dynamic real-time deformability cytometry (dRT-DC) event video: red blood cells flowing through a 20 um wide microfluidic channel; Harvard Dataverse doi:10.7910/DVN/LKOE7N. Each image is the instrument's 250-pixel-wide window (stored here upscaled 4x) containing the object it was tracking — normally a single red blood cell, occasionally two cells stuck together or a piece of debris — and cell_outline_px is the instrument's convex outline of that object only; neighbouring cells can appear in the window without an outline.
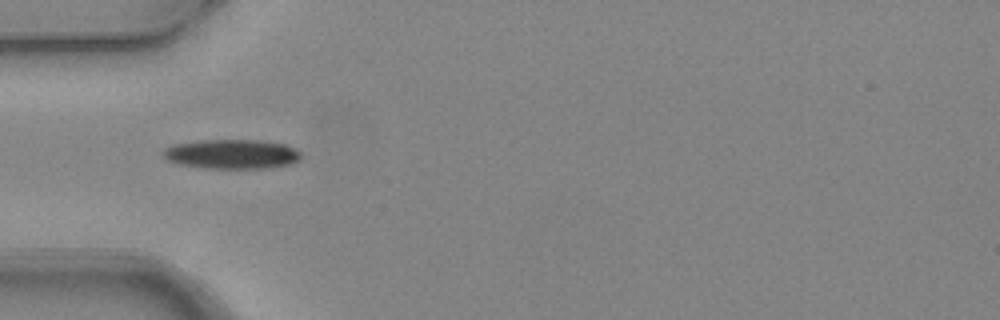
{"species": "common noctule bat (a hibernating species)", "species_latin": "Nyctalus noctula", "temperature_condition": "warm", "stored_images_in_passage": 3, "camera_frame_rate_fps": 3000, "um_per_image_px": 0.085, "animal": {"sex": "female", "body_mass_g": 24.6, "forearm_length_mm": 56.2}, "frame": {"image": 1, "passage_image": 1, "time_ms": 0.0, "image_size_px": [1000, 320], "cell_outline_px": [[300, 160], [292, 164], [268, 168], [204, 168], [180, 164], [168, 160], [160, 156], [160, 152], [164, 148], [172, 144], [200, 140], [264, 140], [288, 144], [296, 148], [300, 152]], "centroid_in_image_um": [19.7, 13.09], "position_along_channel_um": 65.3, "area_um2": 24.16}}
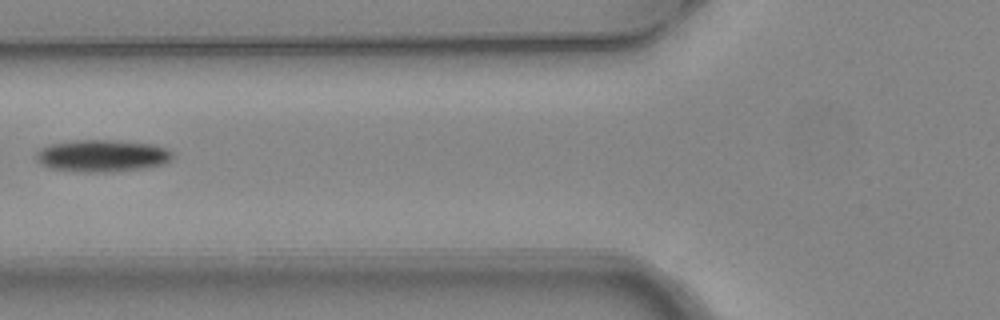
{"frame": {"image": 2, "passage_image": 2, "time_ms": 0.333, "image_size_px": [1000, 320], "cell_outline_px": [[176, 156], [172, 160], [164, 164], [144, 168], [112, 172], [76, 172], [52, 168], [36, 160], [36, 152], [40, 148], [48, 144], [72, 140], [116, 140], [152, 144], [168, 148]], "centroid_in_image_um": [8.72, 13.23], "position_along_channel_um": 117.1, "area_um2": 25.89}}
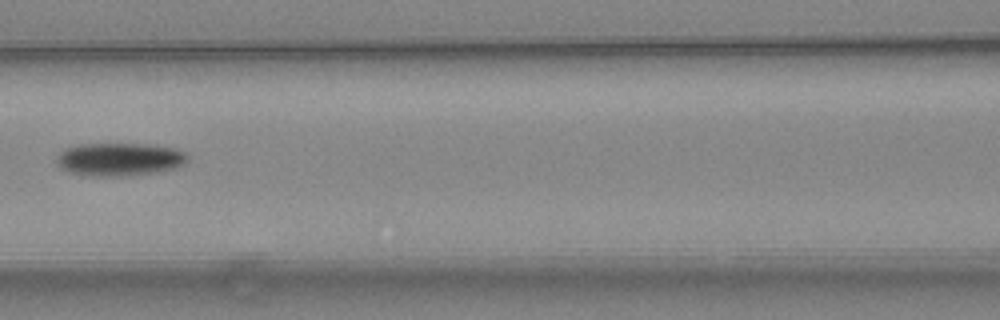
{"frame": {"image": 3, "passage_image": 3, "time_ms": 0.667, "image_size_px": [1000, 320], "cell_outline_px": [[188, 160], [184, 164], [176, 168], [132, 176], [88, 176], [68, 172], [60, 168], [56, 164], [56, 160], [60, 152], [64, 148], [80, 144], [148, 144], [176, 148], [184, 152], [188, 156]], "centroid_in_image_um": [10.14, 13.55], "position_along_channel_um": 156.5, "area_um2": 25.55}}